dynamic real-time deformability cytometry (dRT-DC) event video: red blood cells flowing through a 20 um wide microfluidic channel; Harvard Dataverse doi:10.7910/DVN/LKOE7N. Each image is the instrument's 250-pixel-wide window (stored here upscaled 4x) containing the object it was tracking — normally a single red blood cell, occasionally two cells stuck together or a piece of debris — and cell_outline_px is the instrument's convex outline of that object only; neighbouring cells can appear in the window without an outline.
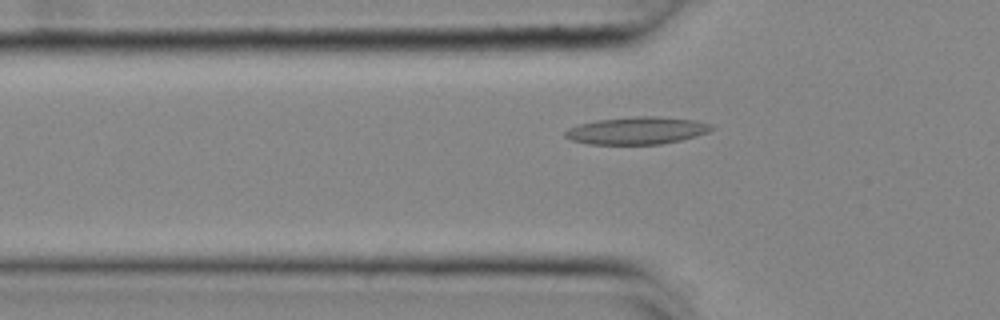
{"species": "common noctule bat (a hibernating species)", "species_latin": "Nyctalus noctula", "temperature_condition": "cold", "stored_images_in_passage": 52, "camera_frame_rate_fps": 3000, "um_per_image_px": 0.085, "animal": {"sex": "female", "body_mass_g": 25.1}, "frame": {"image": 1, "passage_image": 15, "time_ms": 4.667, "image_size_px": [1000, 320], "cell_outline_px": [[716, 128], [708, 132], [696, 136], [680, 140], [660, 144], [588, 144], [572, 140], [564, 136], [564, 132], [568, 128], [580, 124], [596, 120], [636, 116], [660, 116], [696, 120], [712, 124]], "centroid_in_image_um": [54.17, 11.09], "position_along_channel_um": 71.6, "area_um2": 23.47}}
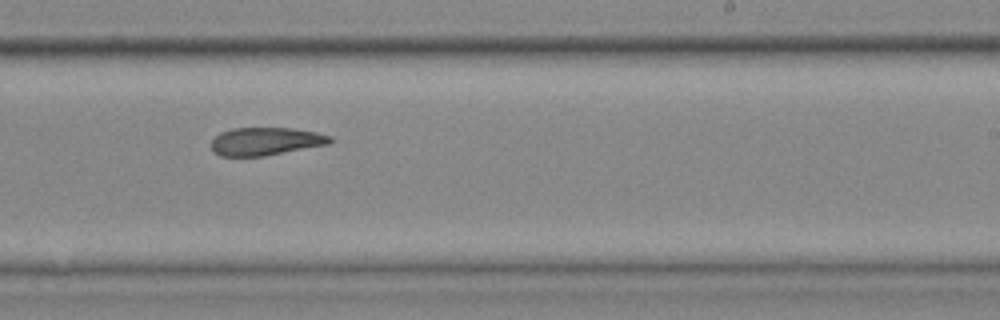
{"frame": {"image": 2, "passage_image": 31, "time_ms": 10.0, "image_size_px": [1000, 320], "cell_outline_px": [[332, 144], [264, 156], [220, 156], [212, 152], [212, 140], [220, 132], [232, 128], [292, 128], [316, 132], [332, 136]], "centroid_in_image_um": [22.61, 12.02], "position_along_channel_um": 266.4, "area_um2": 19.54}}
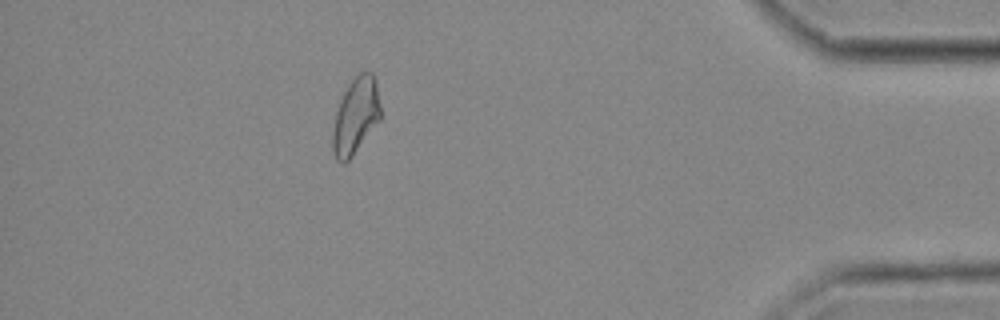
{"frame": {"image": 3, "passage_image": 46, "time_ms": 15.0, "image_size_px": [1000, 320], "cell_outline_px": [[380, 120], [352, 156], [344, 164], [340, 164], [336, 160], [332, 152], [332, 132], [336, 112], [340, 100], [348, 84], [360, 72], [372, 72], [376, 80], [380, 104]], "centroid_in_image_um": [30.22, 9.88], "position_along_channel_um": 405.0, "area_um2": 21.33}, "authors_computed_cell_mechanics": {"area_um2": 21.2704, "velocity_mm_per_s": 3.6636, "shape_relaxation_time_tau1_ms": null, "shape_relaxation_time_tau2_ms": 4.1995, "deformation_change_tau1": null, "deformation_change_tau2": 0.108}}